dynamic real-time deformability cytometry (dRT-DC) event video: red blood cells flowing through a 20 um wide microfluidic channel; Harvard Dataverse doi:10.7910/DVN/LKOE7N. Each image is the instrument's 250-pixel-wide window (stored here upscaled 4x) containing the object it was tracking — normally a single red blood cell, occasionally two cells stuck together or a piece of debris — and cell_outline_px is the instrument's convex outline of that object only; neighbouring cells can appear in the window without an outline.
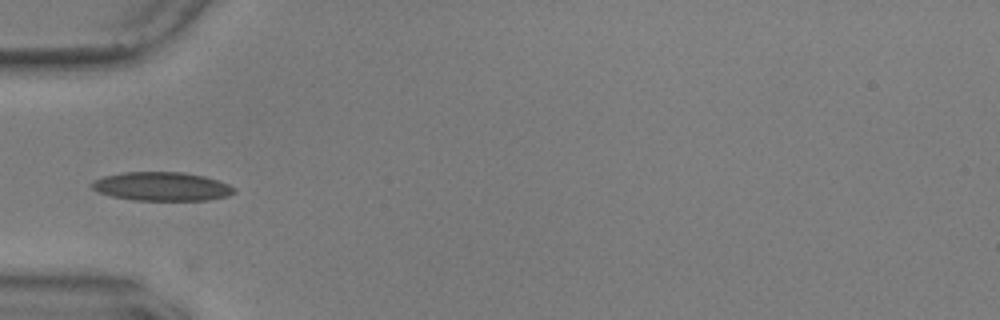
{"species": "common noctule bat (a hibernating species)", "species_latin": "Nyctalus noctula", "temperature_condition": "warm", "stored_images_in_passage": 5, "camera_frame_rate_fps": 3000, "um_per_image_px": 0.085, "animal": {"sex": "male", "body_mass_g": 17.9, "forearm_length_mm": 54.2}, "frame": {"image": 1, "passage_image": 1, "time_ms": 0.0, "image_size_px": [1000, 320], "cell_outline_px": [[236, 192], [228, 196], [208, 200], [132, 200], [112, 196], [100, 192], [92, 188], [92, 184], [96, 180], [104, 176], [124, 172], [184, 172], [204, 176], [228, 184], [236, 188]], "centroid_in_image_um": [13.8, 15.85], "position_along_channel_um": 71.2, "area_um2": 23.7}}